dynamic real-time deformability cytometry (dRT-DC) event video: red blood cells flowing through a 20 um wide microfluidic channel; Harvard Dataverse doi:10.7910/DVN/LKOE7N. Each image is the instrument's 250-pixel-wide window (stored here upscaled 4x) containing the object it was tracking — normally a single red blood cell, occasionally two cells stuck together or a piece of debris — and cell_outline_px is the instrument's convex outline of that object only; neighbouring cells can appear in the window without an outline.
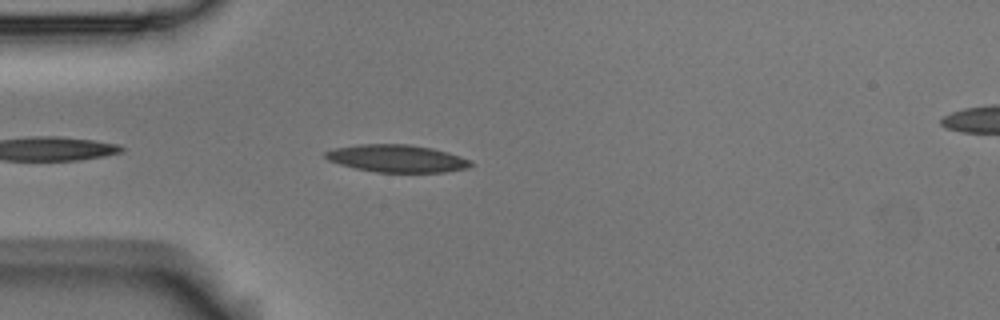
{"species": "Egyptian fruit bat (a non-hibernating species)", "species_latin": "Rousettus aegyptiacus", "temperature_condition": "room temperature", "stored_images_in_passage": 5, "segment_of_instrument_passage": [1, 2], "camera_frame_rate_fps": 3000, "um_per_image_px": 0.085, "animal": {"sex": "male"}, "frame": {"image": 1, "passage_image": 4, "time_ms": 1.0, "image_size_px": [1000, 320], "cell_outline_px": [[472, 164], [468, 168], [444, 172], [376, 172], [356, 168], [340, 164], [328, 160], [324, 156], [324, 152], [332, 148], [356, 144], [408, 144], [432, 148], [448, 152], [472, 160]], "centroid_in_image_um": [33.72, 13.46], "position_along_channel_um": 51.3, "area_um2": 23.35}}